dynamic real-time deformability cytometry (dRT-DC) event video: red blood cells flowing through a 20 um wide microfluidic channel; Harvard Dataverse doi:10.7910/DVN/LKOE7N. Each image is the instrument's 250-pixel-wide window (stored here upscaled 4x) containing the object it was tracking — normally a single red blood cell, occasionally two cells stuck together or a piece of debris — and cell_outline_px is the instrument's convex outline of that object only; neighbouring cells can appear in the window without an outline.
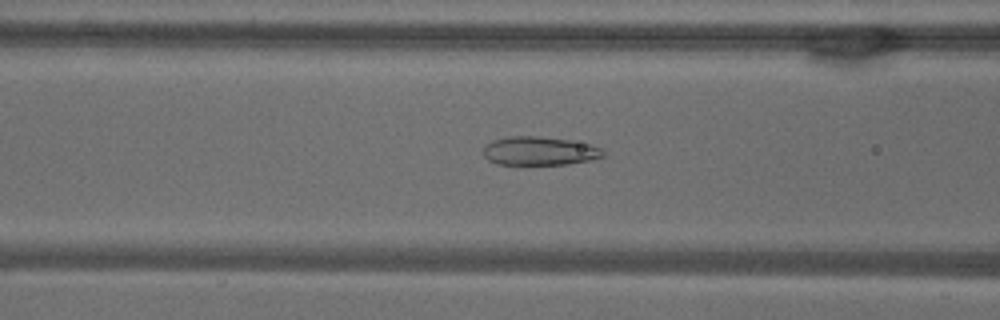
{"species": "common noctule bat (a hibernating species)", "species_latin": "Nyctalus noctula", "temperature_condition": "warm", "stored_images_in_passage": 53, "camera_frame_rate_fps": 3000, "um_per_image_px": 0.085, "animal": {"sex": "male", "body_mass_g": 18.8}, "frame": {"image": 1, "passage_image": 21, "time_ms": 6.667, "image_size_px": [1000, 320], "cell_outline_px": [[604, 156], [592, 160], [568, 164], [496, 164], [488, 160], [484, 156], [484, 148], [492, 140], [508, 136], [536, 136], [572, 140], [592, 144], [600, 148], [604, 152]], "centroid_in_image_um": [45.88, 12.83], "position_along_channel_um": 120.7, "area_um2": 20.06}}
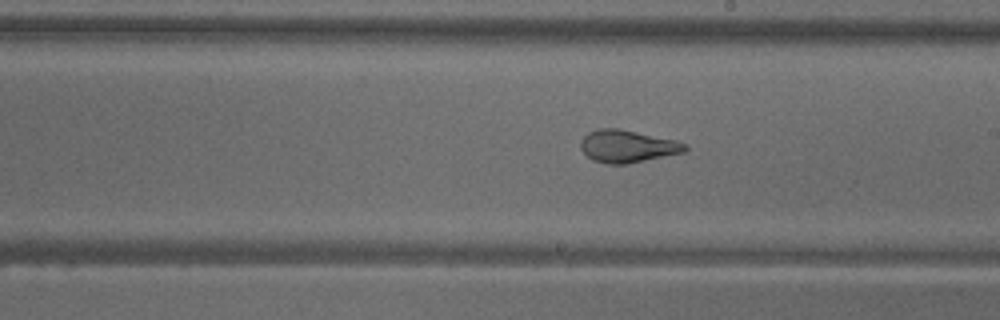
{"frame": {"image": 2, "passage_image": 30, "time_ms": 9.667, "image_size_px": [1000, 320], "cell_outline_px": [[688, 148], [684, 152], [628, 164], [608, 164], [592, 160], [580, 148], [580, 140], [588, 132], [596, 128], [620, 128], [676, 140], [688, 144]], "centroid_in_image_um": [53.32, 12.42], "position_along_channel_um": 235.7, "area_um2": 19.94}}
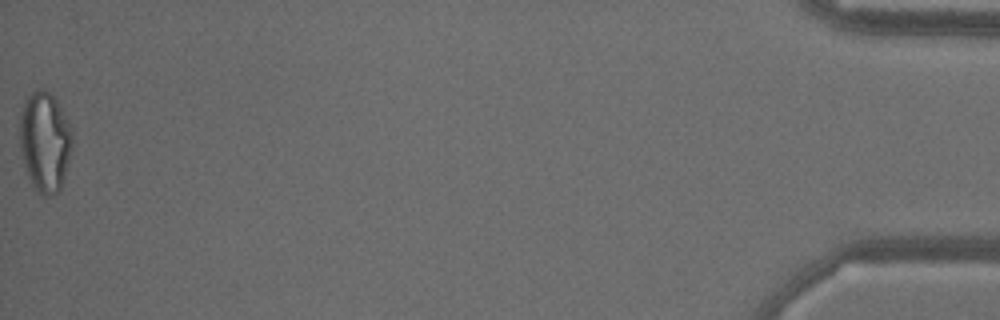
{"frame": {"image": 3, "passage_image": 53, "time_ms": 17.333, "image_size_px": [1000, 320], "cell_outline_px": [[72, 144], [60, 192], [52, 196], [44, 196], [36, 192], [32, 188], [24, 168], [20, 152], [20, 112], [24, 100], [32, 92], [40, 88], [44, 88], [56, 100], [68, 120], [72, 128]], "centroid_in_image_um": [3.79, 12.08], "position_along_channel_um": 431.4, "area_um2": 31.1}, "authors_computed_cell_mechanics": {"area_um2": 25.6054, "velocity_mm_per_s": 3.8363, "shape_relaxation_time_tau1_ms": null, "shape_relaxation_time_tau2_ms": 1.0927, "deformation_change_tau1": null, "deformation_change_tau2": 0.0678}}